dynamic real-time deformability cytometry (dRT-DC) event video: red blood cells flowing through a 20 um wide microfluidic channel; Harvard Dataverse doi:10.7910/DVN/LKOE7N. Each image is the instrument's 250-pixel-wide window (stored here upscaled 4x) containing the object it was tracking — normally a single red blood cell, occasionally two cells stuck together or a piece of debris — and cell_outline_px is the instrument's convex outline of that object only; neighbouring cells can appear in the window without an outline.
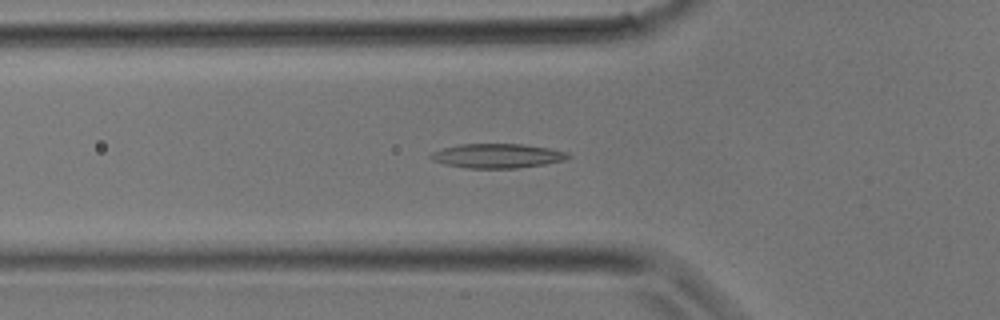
{"species": "common noctule bat (a hibernating species)", "species_latin": "Nyctalus noctula", "temperature_condition": "room temperature", "stored_images_in_passage": 33, "camera_frame_rate_fps": 3000, "um_per_image_px": 0.085, "animal": {"sex": "male", "body_mass_g": 17.9}, "frame": {"image": 1, "passage_image": 11, "time_ms": 3.333, "image_size_px": [1000, 320], "cell_outline_px": [[572, 156], [564, 160], [544, 164], [516, 168], [468, 168], [444, 164], [432, 160], [428, 156], [432, 152], [444, 148], [460, 144], [524, 144], [548, 148], [568, 152]], "centroid_in_image_um": [42.27, 13.24], "position_along_channel_um": 83.5, "area_um2": 19.42}}
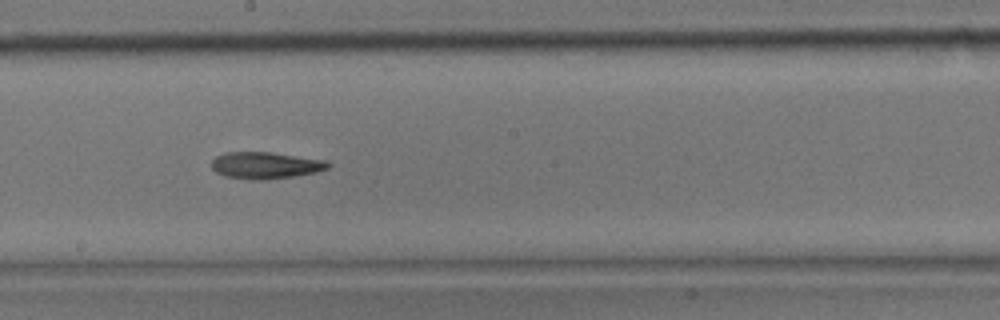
{"frame": {"image": 2, "passage_image": 18, "time_ms": 5.667, "image_size_px": [1000, 320], "cell_outline_px": [[332, 164], [328, 168], [316, 172], [292, 176], [264, 180], [260, 180], [224, 176], [216, 172], [212, 168], [212, 160], [216, 156], [224, 152], [272, 152], [328, 160]], "centroid_in_image_um": [22.59, 14.04], "position_along_channel_um": 225.6, "area_um2": 18.21}}
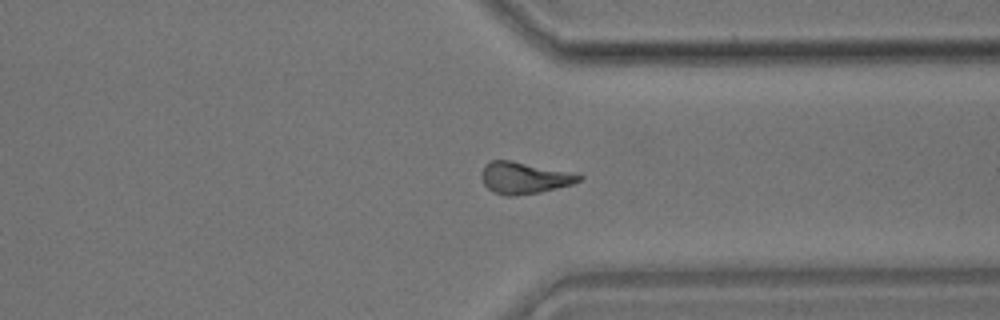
{"frame": {"image": 3, "passage_image": 25, "time_ms": 8.0, "image_size_px": [1000, 320], "cell_outline_px": [[584, 176], [580, 180], [572, 184], [540, 192], [516, 196], [504, 196], [492, 192], [484, 184], [480, 176], [480, 172], [484, 164], [492, 160], [508, 160], [568, 172]], "centroid_in_image_um": [44.47, 15.13], "position_along_channel_um": 366.9, "area_um2": 17.86}}